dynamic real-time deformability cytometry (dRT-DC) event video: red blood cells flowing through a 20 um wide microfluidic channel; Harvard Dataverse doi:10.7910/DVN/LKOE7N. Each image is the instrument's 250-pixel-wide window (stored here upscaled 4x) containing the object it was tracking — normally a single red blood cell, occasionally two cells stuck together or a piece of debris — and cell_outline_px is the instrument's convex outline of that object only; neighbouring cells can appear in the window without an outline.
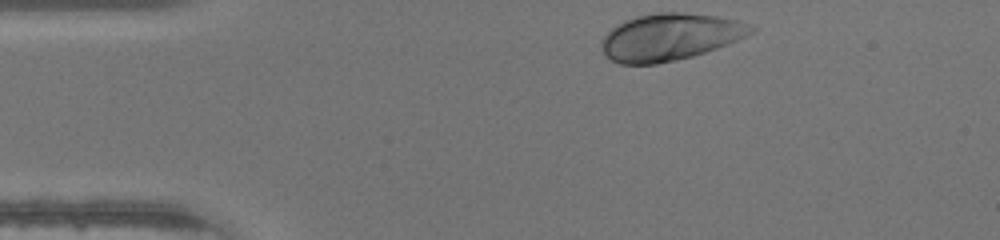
{"species": "human", "species_latin": "Homo sapiens", "temperature_condition": "warm", "stored_images_in_passage": 30, "camera_frame_rate_fps": 3000, "um_per_image_px": 0.085, "donor": {"sex": "male"}, "frame": {"image": 1, "passage_image": 1, "time_ms": 0.0, "image_size_px": [1000, 240], "cell_outline_px": [[756, 32], [728, 44], [692, 56], [676, 60], [656, 64], [620, 64], [612, 60], [600, 48], [600, 44], [604, 36], [612, 28], [624, 20], [636, 16], [660, 12], [680, 12], [716, 16], [736, 20], [756, 28]], "centroid_in_image_um": [56.94, 3.14], "position_along_channel_um": 28.1, "area_um2": 40.75}}
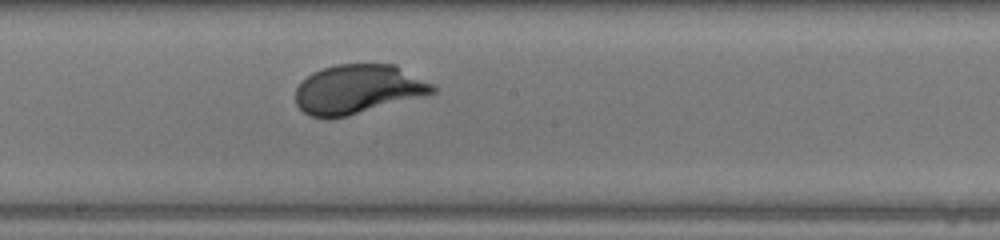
{"frame": {"image": 2, "passage_image": 18, "time_ms": 5.667, "image_size_px": [1000, 240], "cell_outline_px": [[440, 88], [436, 92], [424, 96], [348, 116], [308, 116], [296, 104], [296, 88], [312, 72], [336, 64], [396, 64], [436, 84]], "centroid_in_image_um": [30.52, 7.56], "position_along_channel_um": 217.7, "area_um2": 39.36}}
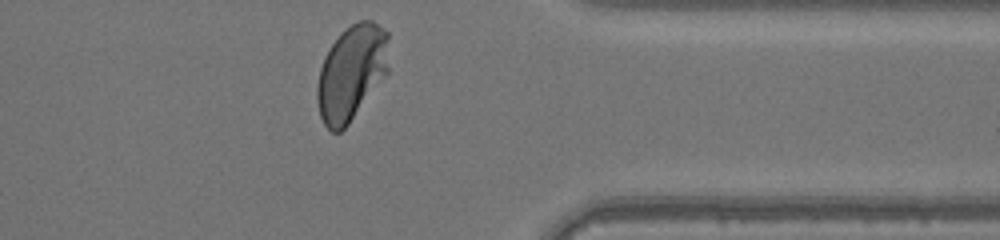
{"frame": {"image": 3, "passage_image": 30, "time_ms": 9.667, "image_size_px": [1000, 240], "cell_outline_px": [[388, 72], [348, 124], [340, 132], [332, 132], [324, 124], [320, 116], [316, 100], [316, 88], [320, 68], [324, 56], [340, 32], [344, 28], [360, 20], [372, 20], [384, 28], [388, 32]], "centroid_in_image_um": [29.86, 6.15], "position_along_channel_um": 381.5, "area_um2": 39.88}}